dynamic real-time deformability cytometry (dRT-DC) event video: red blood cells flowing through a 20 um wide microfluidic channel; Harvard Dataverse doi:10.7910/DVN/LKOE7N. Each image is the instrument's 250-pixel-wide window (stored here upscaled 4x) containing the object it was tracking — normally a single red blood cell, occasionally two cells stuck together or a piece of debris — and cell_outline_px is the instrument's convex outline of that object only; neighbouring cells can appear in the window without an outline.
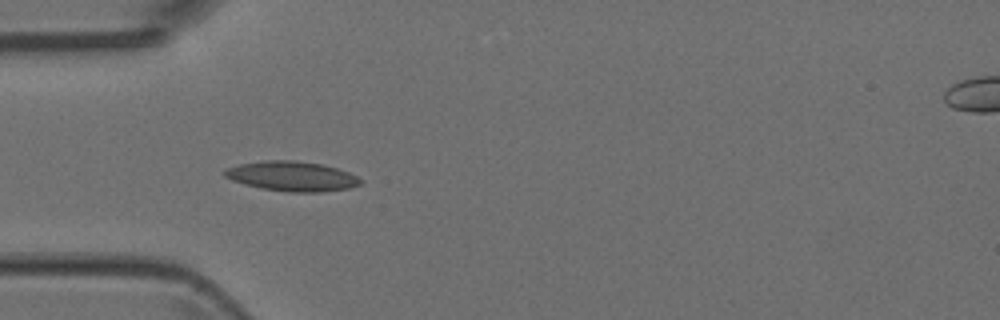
{"species": "Egyptian fruit bat (a non-hibernating species)", "species_latin": "Rousettus aegyptiacus", "temperature_condition": "room temperature", "stored_images_in_passage": 5, "camera_frame_rate_fps": 3000, "um_per_image_px": 0.085, "animal": {"sex": "female"}, "frame": {"image": 1, "passage_image": 1, "time_ms": 0.0, "image_size_px": [1000, 320], "cell_outline_px": [[364, 180], [360, 184], [352, 188], [320, 192], [288, 192], [260, 188], [244, 184], [232, 180], [224, 176], [224, 168], [240, 164], [264, 160], [292, 160], [324, 164], [348, 172]], "centroid_in_image_um": [24.82, 14.98], "position_along_channel_um": 60.2, "area_um2": 23.76}}
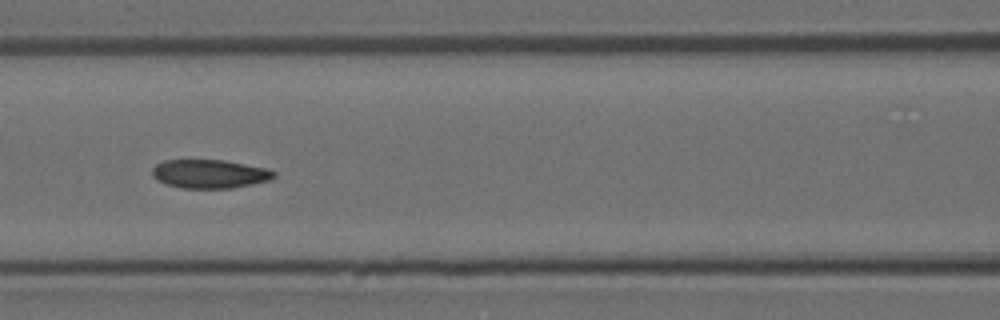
{"frame": {"image": 2, "passage_image": 3, "time_ms": 0.667, "image_size_px": [1000, 320], "cell_outline_px": [[276, 176], [268, 180], [252, 184], [232, 188], [180, 188], [164, 184], [156, 180], [152, 176], [152, 168], [156, 164], [164, 160], [224, 160], [268, 168], [276, 172]], "centroid_in_image_um": [17.79, 14.78], "position_along_channel_um": 148.8, "area_um2": 20.52}}
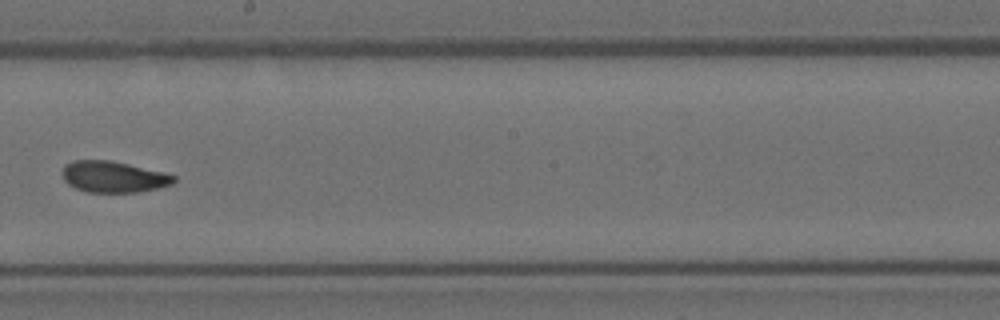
{"frame": {"image": 3, "passage_image": 5, "time_ms": 1.333, "image_size_px": [1000, 320], "cell_outline_px": [[176, 180], [172, 184], [140, 192], [88, 192], [76, 188], [68, 184], [64, 180], [60, 172], [64, 164], [72, 160], [112, 160], [164, 172], [176, 176]], "centroid_in_image_um": [9.61, 15.01], "position_along_channel_um": 238.6, "area_um2": 20.52}}